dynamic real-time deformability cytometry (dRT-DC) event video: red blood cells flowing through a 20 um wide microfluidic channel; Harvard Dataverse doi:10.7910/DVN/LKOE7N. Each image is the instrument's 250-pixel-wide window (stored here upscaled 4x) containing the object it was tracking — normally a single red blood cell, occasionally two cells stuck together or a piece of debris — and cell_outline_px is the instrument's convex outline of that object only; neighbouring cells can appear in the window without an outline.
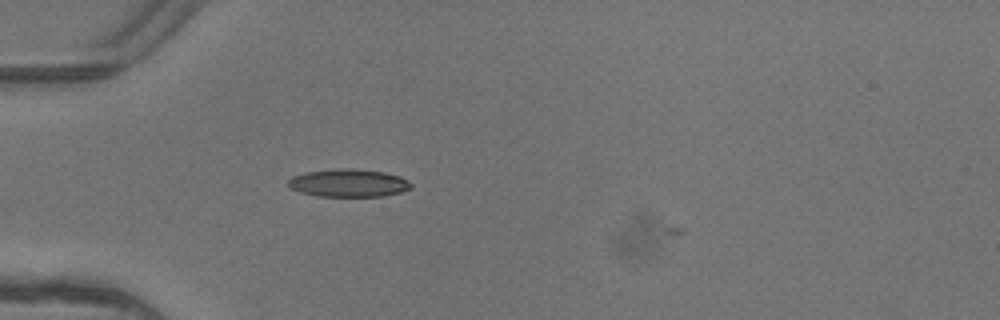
{"species": "common noctule bat (a hibernating species)", "species_latin": "Nyctalus noctula", "temperature_condition": "warm", "stored_images_in_passage": 2, "camera_frame_rate_fps": 3000, "um_per_image_px": 0.085, "animal": {"sex": "female"}, "frame": {"image": 1, "passage_image": 1, "time_ms": 0.0, "image_size_px": [1000, 320], "cell_outline_px": [[412, 188], [400, 192], [384, 196], [316, 196], [300, 192], [288, 188], [288, 180], [292, 176], [308, 172], [340, 168], [352, 168], [384, 172], [400, 176], [408, 180], [412, 184]], "centroid_in_image_um": [29.63, 15.56], "position_along_channel_um": 55.4, "area_um2": 20.0}}